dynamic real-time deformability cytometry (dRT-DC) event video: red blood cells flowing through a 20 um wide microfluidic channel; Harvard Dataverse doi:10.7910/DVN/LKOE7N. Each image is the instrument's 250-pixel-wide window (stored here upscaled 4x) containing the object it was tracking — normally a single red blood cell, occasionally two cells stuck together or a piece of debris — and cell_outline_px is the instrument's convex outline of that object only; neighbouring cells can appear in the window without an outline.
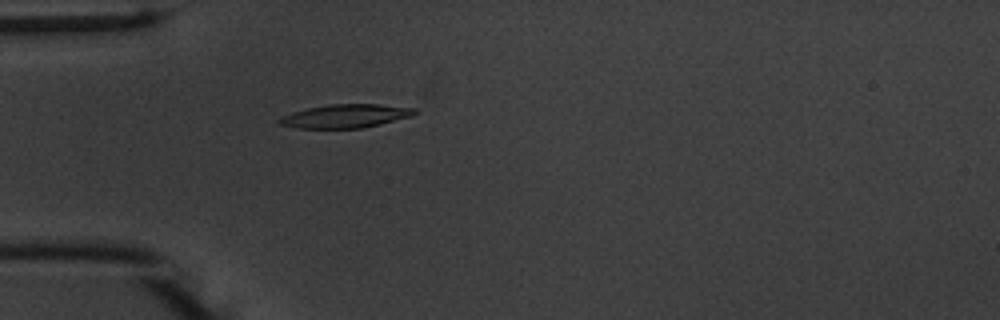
{"species": "common noctule bat (a hibernating species)", "species_latin": "Nyctalus noctula", "temperature_condition": "warm", "stored_images_in_passage": 54, "camera_frame_rate_fps": 3000, "um_per_image_px": 0.085, "animal": {"sex": "male", "body_mass_g": 20.1, "forearm_length_mm": 53.5}, "frame": {"image": 1, "passage_image": 16, "time_ms": 5.0, "image_size_px": [1000, 320], "cell_outline_px": [[416, 112], [412, 116], [380, 124], [360, 128], [300, 128], [280, 124], [276, 120], [280, 116], [292, 112], [308, 108], [332, 104], [380, 104], [416, 108]], "centroid_in_image_um": [29.36, 9.86], "position_along_channel_um": 55.6, "area_um2": 18.44}}
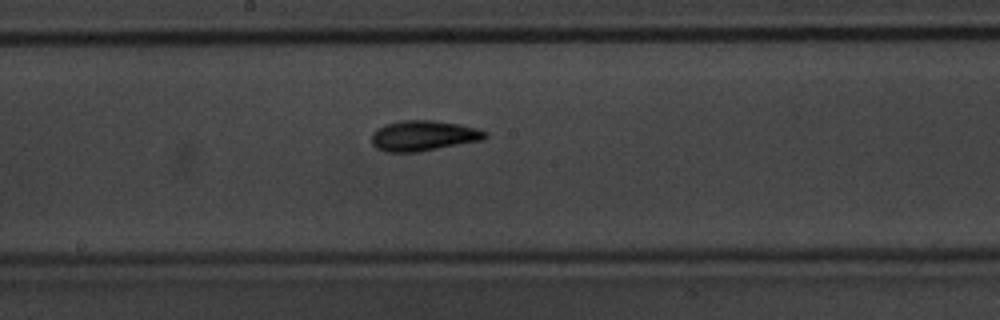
{"frame": {"image": 2, "passage_image": 29, "time_ms": 9.333, "image_size_px": [1000, 320], "cell_outline_px": [[488, 136], [484, 140], [420, 152], [384, 152], [376, 148], [372, 144], [372, 132], [376, 128], [384, 124], [400, 120], [432, 120], [460, 124], [476, 128], [488, 132]], "centroid_in_image_um": [35.99, 11.54], "position_along_channel_um": 212.2, "area_um2": 20.52}}
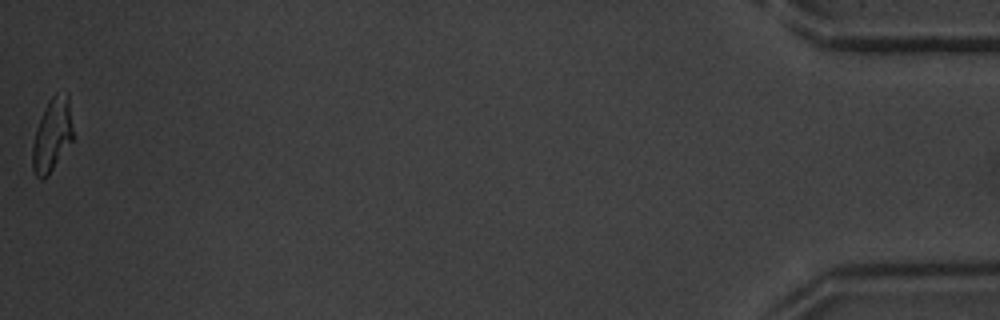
{"frame": {"image": 3, "passage_image": 54, "time_ms": 17.667, "image_size_px": [1000, 320], "cell_outline_px": [[72, 140], [48, 176], [44, 180], [40, 180], [36, 176], [32, 168], [32, 148], [36, 128], [44, 108], [48, 100], [56, 92], [68, 92], [72, 128]], "centroid_in_image_um": [4.41, 11.47], "position_along_channel_um": 430.8, "area_um2": 17.34}, "authors_computed_cell_mechanics": {"area_um2": 18.0047, "velocity_mm_per_s": 3.7544, "shape_relaxation_time_tau1_ms": 3.2963, "shape_relaxation_time_tau2_ms": 3.6135, "deformation_change_tau1": 0.1966, "deformation_change_tau2": 0.1174}}